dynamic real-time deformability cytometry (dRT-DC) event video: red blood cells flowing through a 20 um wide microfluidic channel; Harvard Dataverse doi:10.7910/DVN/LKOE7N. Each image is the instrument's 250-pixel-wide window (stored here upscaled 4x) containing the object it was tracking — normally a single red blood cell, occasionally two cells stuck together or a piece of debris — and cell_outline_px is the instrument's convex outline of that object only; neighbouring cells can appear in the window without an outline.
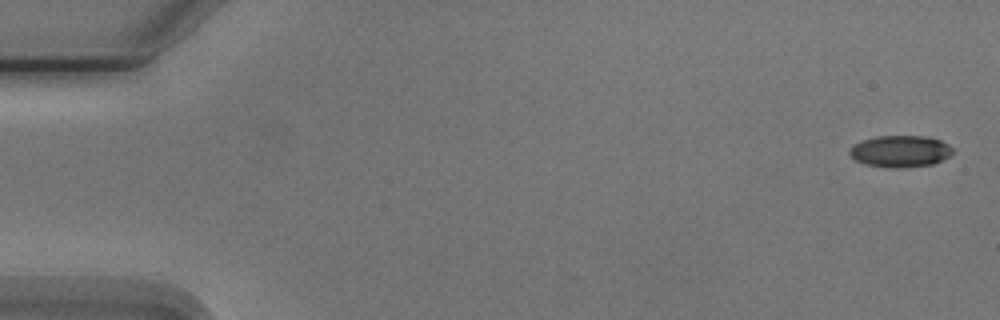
{"species": "Egyptian fruit bat (a non-hibernating species)", "species_latin": "Rousettus aegyptiacus", "temperature_condition": "cold", "stored_images_in_passage": 5, "camera_frame_rate_fps": 3000, "um_per_image_px": 0.085, "animal": {"sex": "male"}, "frame": {"image": 1, "passage_image": 1, "time_ms": 0.0, "image_size_px": [1000, 320], "cell_outline_px": [[952, 152], [948, 156], [932, 164], [896, 168], [892, 168], [868, 164], [856, 160], [848, 152], [856, 144], [864, 140], [876, 136], [928, 136], [940, 140], [948, 144], [952, 148]], "centroid_in_image_um": [76.55, 12.84], "position_along_channel_um": 8.5, "area_um2": 18.61}}